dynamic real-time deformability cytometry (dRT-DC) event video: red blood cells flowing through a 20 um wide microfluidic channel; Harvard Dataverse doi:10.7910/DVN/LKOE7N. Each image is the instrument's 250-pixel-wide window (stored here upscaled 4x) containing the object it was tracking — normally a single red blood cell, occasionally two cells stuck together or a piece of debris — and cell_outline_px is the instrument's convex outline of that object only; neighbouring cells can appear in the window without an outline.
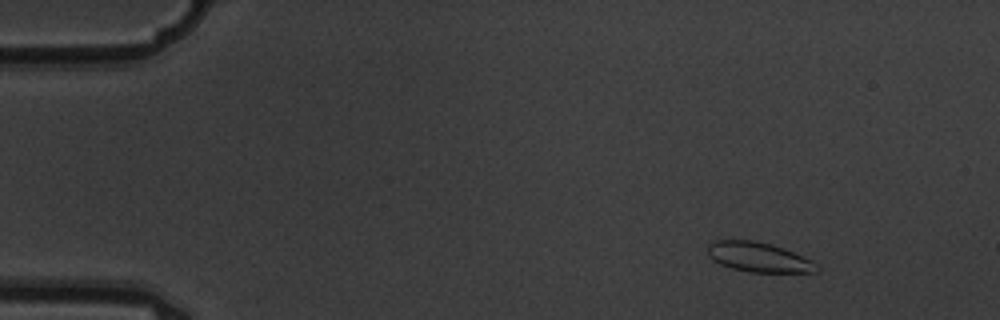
{"species": "common noctule bat (a hibernating species)", "species_latin": "Nyctalus noctula", "temperature_condition": "warm", "stored_images_in_passage": 5, "camera_frame_rate_fps": 3000, "um_per_image_px": 0.085, "animal": {"sex": "male", "body_mass_g": 19.5, "forearm_length_mm": 54.6}, "frame": {"image": 1, "passage_image": 2, "time_ms": 0.333, "image_size_px": [1000, 320], "cell_outline_px": [[820, 268], [812, 272], [748, 272], [732, 268], [720, 264], [712, 260], [708, 256], [708, 244], [712, 240], [752, 240], [772, 244], [812, 260]], "centroid_in_image_um": [64.43, 21.85], "position_along_channel_um": 20.6, "area_um2": 18.84}}